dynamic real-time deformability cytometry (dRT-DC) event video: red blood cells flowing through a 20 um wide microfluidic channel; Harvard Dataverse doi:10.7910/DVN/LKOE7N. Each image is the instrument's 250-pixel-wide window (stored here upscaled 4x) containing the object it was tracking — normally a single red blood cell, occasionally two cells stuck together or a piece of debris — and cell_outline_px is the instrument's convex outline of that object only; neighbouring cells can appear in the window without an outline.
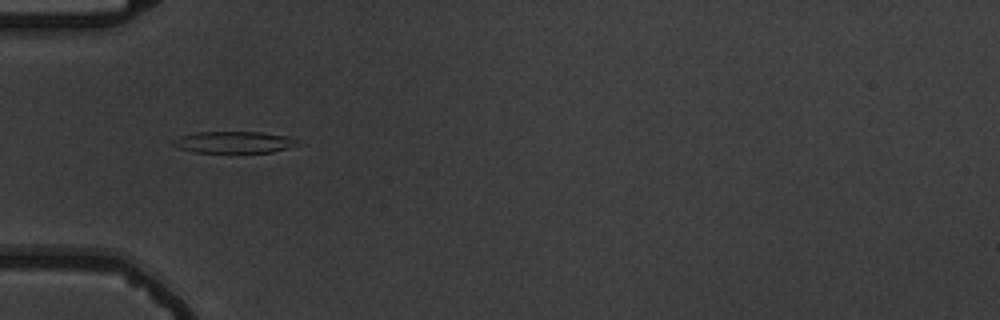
{"species": "common noctule bat (a hibernating species)", "species_latin": "Nyctalus noctula", "temperature_condition": "warm", "stored_images_in_passage": 5, "camera_frame_rate_fps": 3000, "um_per_image_px": 0.085, "animal": {"sex": "male", "body_mass_g": 19.5, "forearm_length_mm": 54.6}, "frame": {"image": 1, "passage_image": 2, "time_ms": 1.0, "image_size_px": [1000, 320], "cell_outline_px": [[296, 144], [288, 148], [272, 152], [196, 152], [180, 148], [172, 144], [172, 140], [180, 136], [200, 132], [260, 132], [288, 136], [296, 140]], "centroid_in_image_um": [19.87, 12.08], "position_along_channel_um": 65.1, "area_um2": 15.37}}
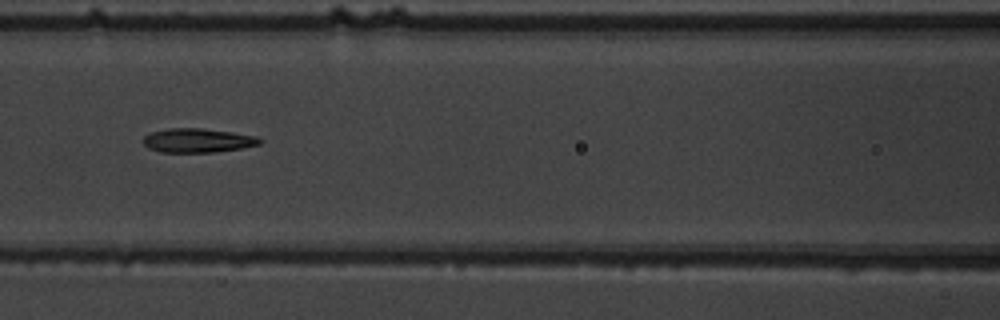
{"frame": {"image": 2, "passage_image": 4, "time_ms": 3.333, "image_size_px": [1000, 320], "cell_outline_px": [[264, 140], [260, 144], [240, 148], [212, 152], [160, 152], [148, 148], [144, 144], [144, 136], [152, 132], [168, 128], [204, 128], [232, 132], [256, 136]], "centroid_in_image_um": [16.81, 11.93], "position_along_channel_um": 149.8, "area_um2": 16.3}}
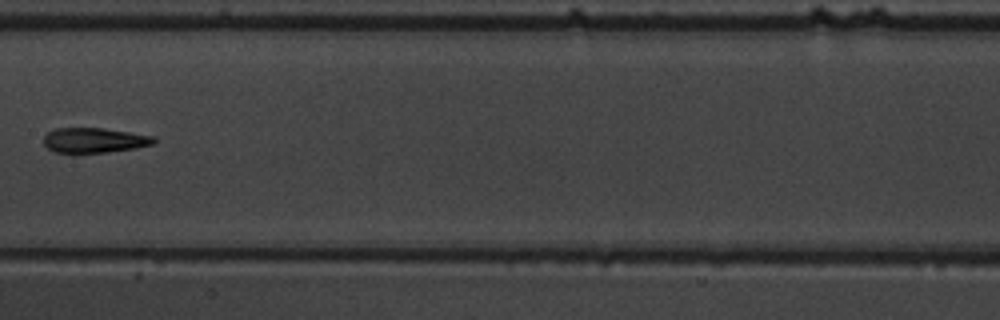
{"frame": {"image": 3, "passage_image": 5, "time_ms": 4.667, "image_size_px": [1000, 320], "cell_outline_px": [[156, 140], [152, 144], [136, 148], [72, 156], [52, 152], [44, 144], [44, 136], [48, 132], [56, 128], [104, 128], [156, 136]], "centroid_in_image_um": [7.95, 11.96], "position_along_channel_um": 199.4, "area_um2": 16.7}}